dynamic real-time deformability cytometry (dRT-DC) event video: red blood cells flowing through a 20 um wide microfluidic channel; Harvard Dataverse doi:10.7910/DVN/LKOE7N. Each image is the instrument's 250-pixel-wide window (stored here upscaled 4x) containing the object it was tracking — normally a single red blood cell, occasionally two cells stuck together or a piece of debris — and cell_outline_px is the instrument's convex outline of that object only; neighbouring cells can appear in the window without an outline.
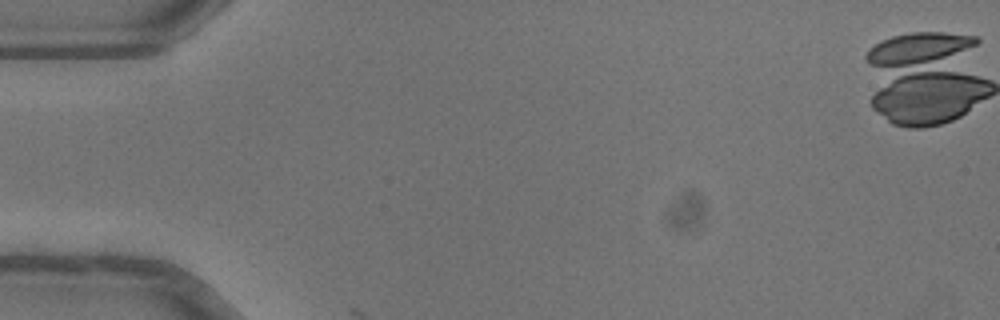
{"species": "common noctule bat (a hibernating species)", "species_latin": "Nyctalus noctula", "temperature_condition": "warm", "stored_images_in_passage": 10, "camera_frame_rate_fps": 3000, "um_per_image_px": 0.085, "animal": {"sex": "female"}, "frame": {"image": 1, "passage_image": 1, "time_ms": 0.0, "image_size_px": [1000, 320], "cell_outline_px": [[960, 40], [956, 48], [924, 76], [908, 76], [904, 36], [952, 36]], "centroid_in_image_um": [78.81, 4.46], "position_along_channel_um": 6.2, "area_um2": 11.33}}